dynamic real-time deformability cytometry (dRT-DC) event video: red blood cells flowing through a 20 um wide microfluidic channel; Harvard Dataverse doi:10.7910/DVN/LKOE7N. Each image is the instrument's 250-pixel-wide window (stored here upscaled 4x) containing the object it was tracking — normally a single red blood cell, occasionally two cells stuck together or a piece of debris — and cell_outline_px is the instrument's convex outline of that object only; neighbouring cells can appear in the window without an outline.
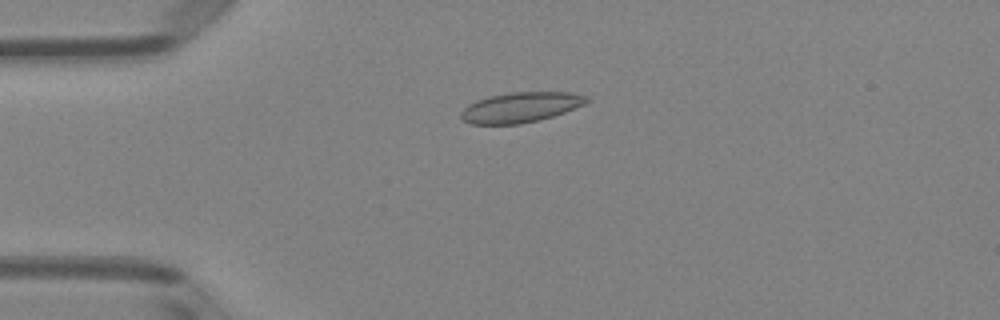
{"species": "Egyptian fruit bat (a non-hibernating species)", "species_latin": "Rousettus aegyptiacus", "temperature_condition": "room temperature", "stored_images_in_passage": 46, "camera_frame_rate_fps": 3000, "um_per_image_px": 0.085, "animal": {"sex": "female"}, "frame": {"image": 1, "passage_image": 8, "time_ms": 2.333, "image_size_px": [1000, 320], "cell_outline_px": [[592, 100], [584, 104], [564, 112], [540, 120], [520, 124], [472, 124], [464, 120], [460, 116], [460, 112], [468, 104], [476, 100], [488, 96], [508, 92], [568, 92], [588, 96]], "centroid_in_image_um": [44.25, 9.11], "position_along_channel_um": 40.8, "area_um2": 22.2}}
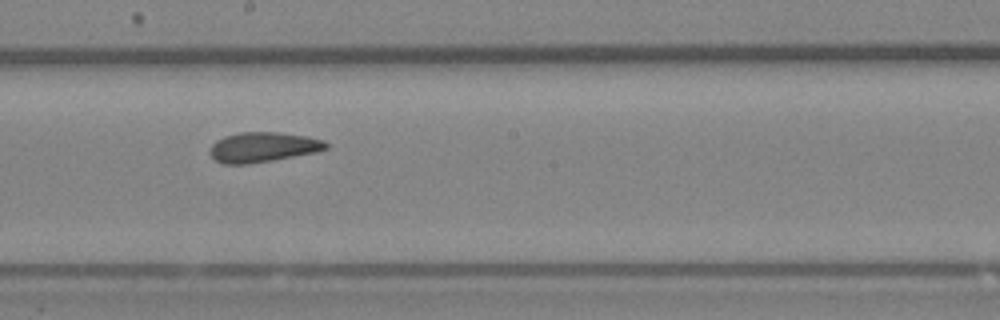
{"frame": {"image": 2, "passage_image": 24, "time_ms": 7.667, "image_size_px": [1000, 320], "cell_outline_px": [[328, 148], [316, 152], [272, 160], [248, 164], [224, 164], [216, 160], [208, 152], [212, 144], [216, 140], [224, 136], [240, 132], [280, 132], [308, 136], [324, 140], [328, 144]], "centroid_in_image_um": [22.35, 12.5], "position_along_channel_um": 225.8, "area_um2": 20.35}}
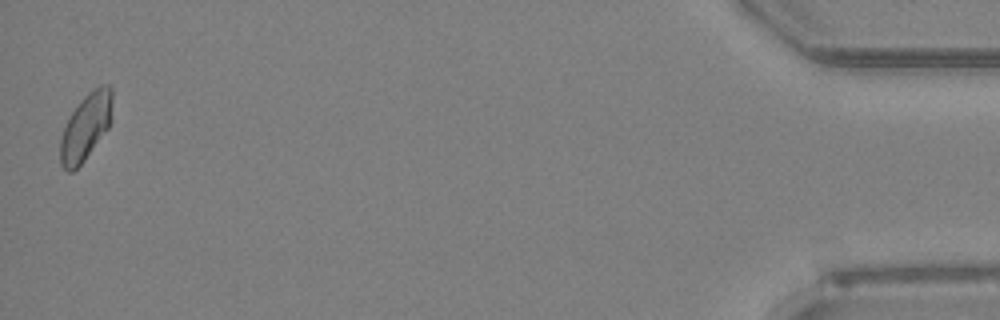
{"frame": {"image": 3, "passage_image": 46, "time_ms": 15.0, "image_size_px": [1000, 320], "cell_outline_px": [[112, 100], [108, 128], [84, 160], [72, 172], [68, 172], [60, 164], [60, 140], [64, 128], [72, 112], [80, 100], [88, 92], [100, 84], [108, 84], [112, 88]], "centroid_in_image_um": [7.28, 10.76], "position_along_channel_um": 427.9, "area_um2": 19.88}, "authors_computed_cell_mechanics": {"area_um2": 20.4034, "velocity_mm_per_s": 3.9841, "shape_relaxation_time_tau1_ms": null, "shape_relaxation_time_tau2_ms": 1.8654, "deformation_change_tau1": null, "deformation_change_tau2": 0.0617}}